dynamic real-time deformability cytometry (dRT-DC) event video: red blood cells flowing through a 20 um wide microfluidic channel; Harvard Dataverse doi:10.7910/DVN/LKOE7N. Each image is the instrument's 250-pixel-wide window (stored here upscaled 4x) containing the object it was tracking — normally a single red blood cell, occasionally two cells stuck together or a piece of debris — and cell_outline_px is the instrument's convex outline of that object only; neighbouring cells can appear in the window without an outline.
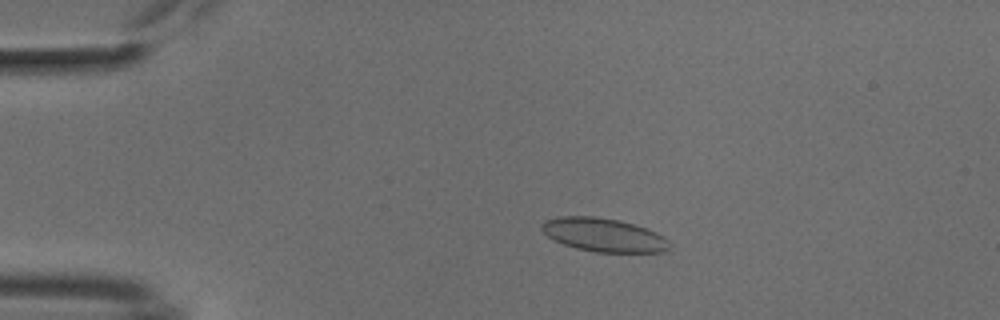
{"species": "common noctule bat (a hibernating species)", "species_latin": "Nyctalus noctula", "temperature_condition": "cold", "stored_images_in_passage": 51, "camera_frame_rate_fps": 3000, "um_per_image_px": 0.085, "animal": {"sex": "male", "body_mass_g": 18.8}, "frame": {"image": 1, "passage_image": 9, "time_ms": 2.667, "image_size_px": [1000, 320], "cell_outline_px": [[668, 248], [664, 252], [596, 252], [576, 248], [564, 244], [548, 236], [540, 228], [540, 224], [544, 220], [560, 216], [596, 216], [620, 220], [636, 224], [648, 228], [664, 236], [668, 240]], "centroid_in_image_um": [51.31, 19.95], "position_along_channel_um": 33.7, "area_um2": 25.09}}
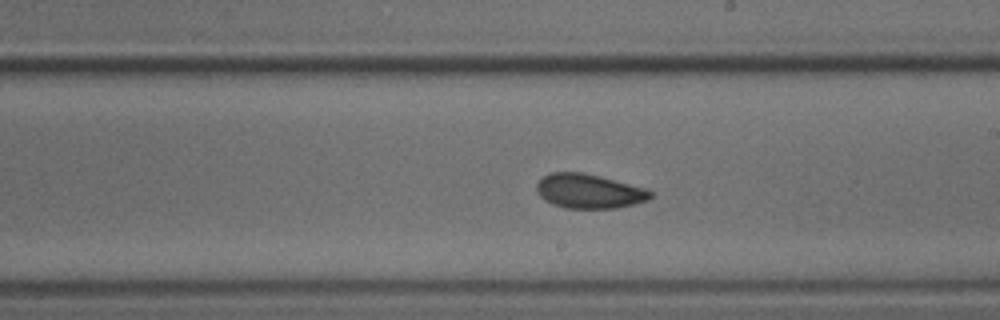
{"frame": {"image": 2, "passage_image": 29, "time_ms": 9.333, "image_size_px": [1000, 320], "cell_outline_px": [[652, 196], [648, 200], [616, 208], [564, 208], [552, 204], [544, 200], [536, 192], [536, 184], [544, 176], [552, 172], [584, 172], [648, 188], [652, 192]], "centroid_in_image_um": [50.06, 16.24], "position_along_channel_um": 238.9, "area_um2": 22.95}}
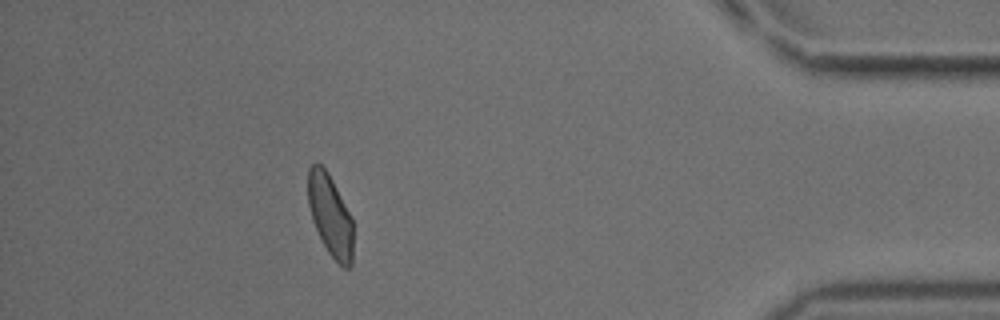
{"frame": {"image": 3, "passage_image": 46, "time_ms": 15.0, "image_size_px": [1000, 320], "cell_outline_px": [[352, 264], [348, 268], [344, 268], [328, 252], [312, 220], [308, 204], [308, 168], [312, 164], [320, 164], [328, 172], [352, 216]], "centroid_in_image_um": [28.07, 18.28], "position_along_channel_um": 407.1, "area_um2": 21.27}, "authors_computed_cell_mechanics": {"area_um2": 22.9466, "velocity_mm_per_s": 3.7805, "shape_relaxation_time_tau1_ms": 5.4777, "shape_relaxation_time_tau2_ms": 0.7765, "deformation_change_tau1": 0.0928, "deformation_change_tau2": 0.0509}}